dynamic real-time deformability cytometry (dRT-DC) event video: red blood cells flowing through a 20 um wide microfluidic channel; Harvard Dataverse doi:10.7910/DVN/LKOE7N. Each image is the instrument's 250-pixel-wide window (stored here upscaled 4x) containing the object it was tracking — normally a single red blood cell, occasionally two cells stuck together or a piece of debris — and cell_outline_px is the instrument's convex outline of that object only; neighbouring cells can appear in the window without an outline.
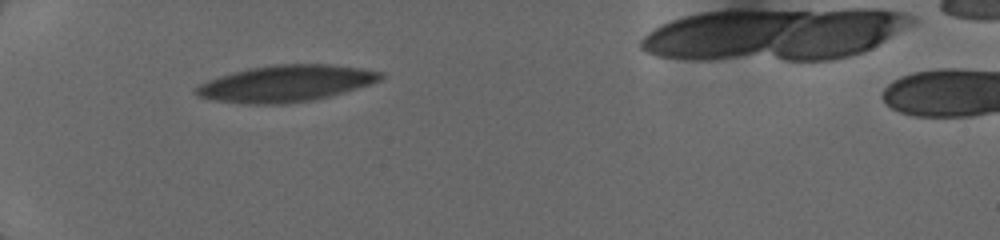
{"species": "human", "species_latin": "Homo sapiens", "temperature_condition": "cold", "stored_images_in_passage": 3, "camera_frame_rate_fps": 3000, "um_per_image_px": 0.085, "donor": {"sex": "female"}, "frame": {"image": 1, "passage_image": 1, "time_ms": 0.0, "image_size_px": [1000, 240], "cell_outline_px": [[384, 76], [380, 80], [344, 92], [312, 100], [288, 104], [248, 104], [212, 100], [200, 96], [192, 92], [192, 88], [208, 80], [220, 76], [248, 68], [276, 64], [328, 64], [360, 68], [384, 72]], "centroid_in_image_um": [24.26, 7.1], "position_along_channel_um": 60.7, "area_um2": 39.19}}
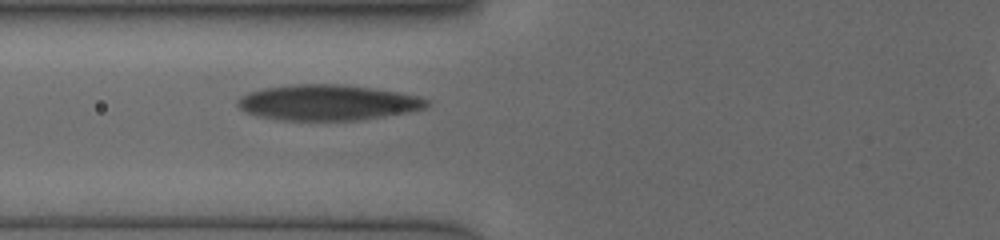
{"frame": {"image": 2, "passage_image": 3, "time_ms": 1.333, "image_size_px": [1000, 240], "cell_outline_px": [[428, 104], [424, 108], [404, 112], [352, 120], [288, 120], [260, 116], [248, 112], [240, 108], [236, 104], [236, 100], [240, 96], [248, 92], [264, 88], [288, 84], [340, 84], [396, 92], [416, 96], [428, 100]], "centroid_in_image_um": [27.75, 8.7], "position_along_channel_um": 98.0, "area_um2": 38.38}}